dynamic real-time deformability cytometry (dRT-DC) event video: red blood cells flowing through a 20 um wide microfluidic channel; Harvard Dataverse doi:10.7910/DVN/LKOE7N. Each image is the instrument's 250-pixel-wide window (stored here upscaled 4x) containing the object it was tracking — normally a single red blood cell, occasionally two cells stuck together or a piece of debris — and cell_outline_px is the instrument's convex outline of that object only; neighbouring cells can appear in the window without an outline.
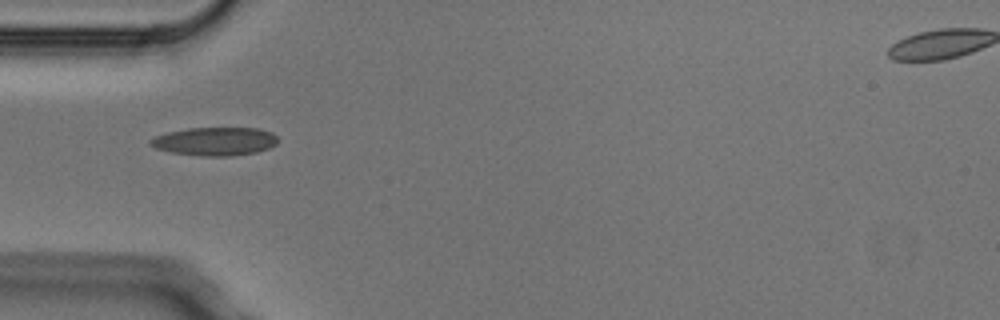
{"species": "Egyptian fruit bat (a non-hibernating species)", "species_latin": "Rousettus aegyptiacus", "temperature_condition": "cold", "stored_images_in_passage": 7, "camera_frame_rate_fps": 3000, "um_per_image_px": 0.085, "animal": {"sex": "male"}, "frame": {"image": 1, "passage_image": 4, "time_ms": 1.0, "image_size_px": [1000, 320], "cell_outline_px": [[276, 144], [268, 148], [256, 152], [232, 156], [204, 156], [172, 152], [156, 148], [148, 144], [148, 140], [156, 136], [168, 132], [188, 128], [256, 128], [272, 132], [276, 136]], "centroid_in_image_um": [18.25, 12.01], "position_along_channel_um": 66.7, "area_um2": 20.92}}
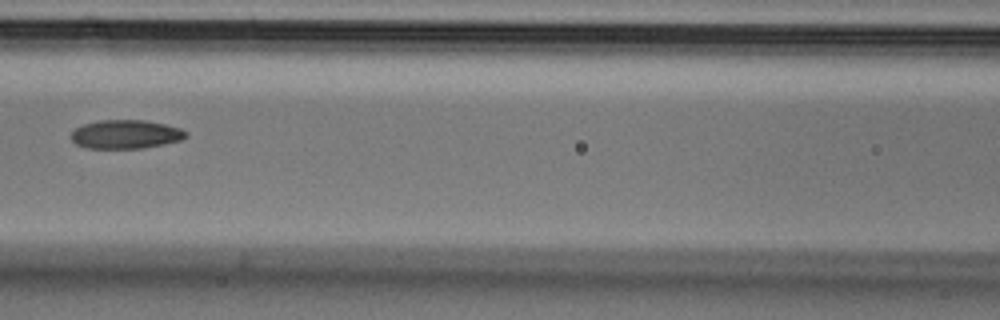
{"frame": {"image": 2, "passage_image": 6, "time_ms": 1.667, "image_size_px": [1000, 320], "cell_outline_px": [[188, 136], [180, 140], [164, 144], [144, 148], [88, 148], [76, 144], [72, 140], [72, 132], [76, 128], [84, 124], [100, 120], [144, 120], [164, 124], [180, 128], [188, 132]], "centroid_in_image_um": [10.71, 11.41], "position_along_channel_um": 155.9, "area_um2": 19.13}}
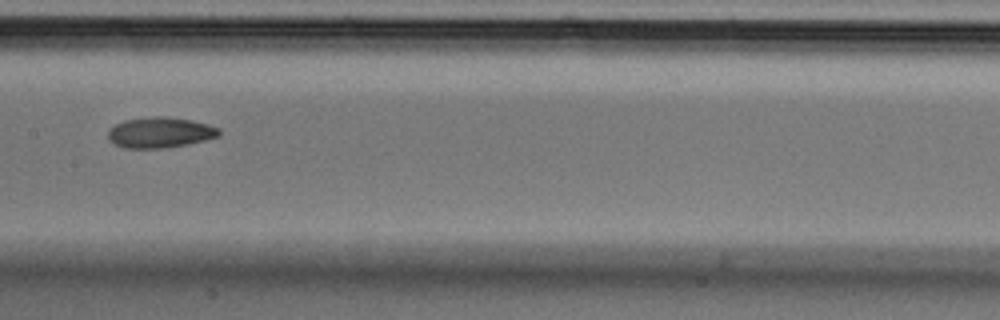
{"frame": {"image": 3, "passage_image": 7, "time_ms": 2.0, "image_size_px": [1000, 320], "cell_outline_px": [[220, 136], [188, 144], [160, 148], [124, 148], [112, 144], [108, 140], [108, 132], [116, 124], [124, 120], [152, 116], [164, 116], [192, 120], [208, 124], [220, 128]], "centroid_in_image_um": [13.6, 11.26], "position_along_channel_um": 193.8, "area_um2": 19.88}}